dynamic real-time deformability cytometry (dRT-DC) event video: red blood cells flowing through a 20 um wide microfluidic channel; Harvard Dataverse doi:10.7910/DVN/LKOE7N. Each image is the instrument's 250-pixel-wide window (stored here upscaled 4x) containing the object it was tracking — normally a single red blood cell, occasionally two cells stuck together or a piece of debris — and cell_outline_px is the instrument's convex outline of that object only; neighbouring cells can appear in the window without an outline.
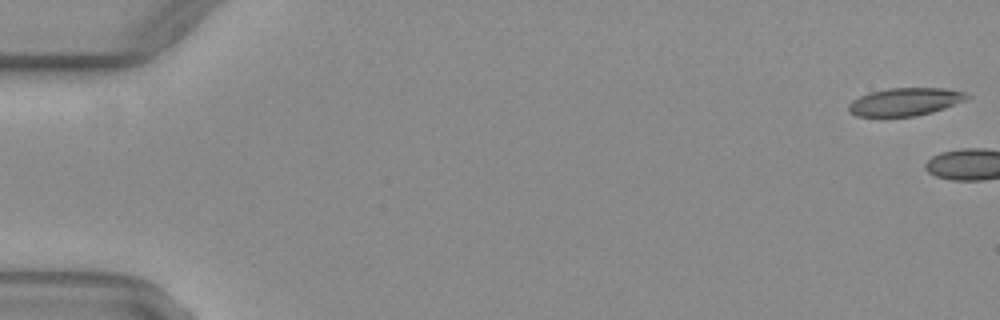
{"species": "common noctule bat (a hibernating species)", "species_latin": "Nyctalus noctula", "temperature_condition": "warm", "stored_images_in_passage": 4, "camera_frame_rate_fps": 3000, "um_per_image_px": 0.085, "animal": {"sex": "female", "body_mass_g": 29.2, "forearm_length_mm": 56.3}, "frame": {"image": 1, "passage_image": 1, "time_ms": 0.0, "image_size_px": [1000, 320], "cell_outline_px": [[972, 96], [964, 100], [944, 108], [932, 112], [916, 116], [856, 116], [848, 112], [848, 104], [852, 100], [868, 92], [888, 88], [944, 88], [968, 92]], "centroid_in_image_um": [76.93, 8.64], "position_along_channel_um": 8.1, "area_um2": 19.31}}